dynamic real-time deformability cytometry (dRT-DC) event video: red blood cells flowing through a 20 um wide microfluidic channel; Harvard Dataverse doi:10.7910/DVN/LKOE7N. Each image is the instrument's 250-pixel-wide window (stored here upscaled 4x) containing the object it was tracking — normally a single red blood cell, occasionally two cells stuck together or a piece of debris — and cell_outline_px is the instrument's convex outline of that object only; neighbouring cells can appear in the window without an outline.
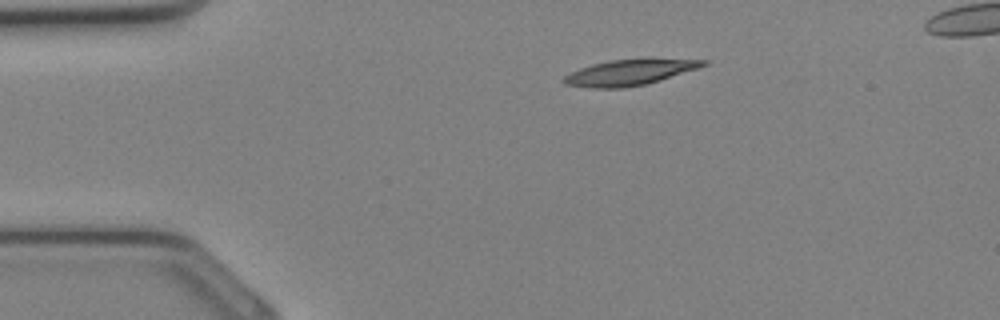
{"species": "Egyptian fruit bat (a non-hibernating species)", "species_latin": "Rousettus aegyptiacus", "temperature_condition": "cold", "stored_images_in_passage": 28, "camera_frame_rate_fps": 3000, "um_per_image_px": 0.085, "animal": {"sex": "female"}, "frame": {"image": 1, "passage_image": 1, "time_ms": 0.0, "image_size_px": [1000, 320], "cell_outline_px": [[708, 64], [648, 84], [624, 88], [592, 88], [564, 84], [560, 80], [564, 76], [580, 68], [592, 64], [608, 60], [648, 56], [708, 60]], "centroid_in_image_um": [53.55, 6.11], "position_along_channel_um": 31.5, "area_um2": 21.73}}
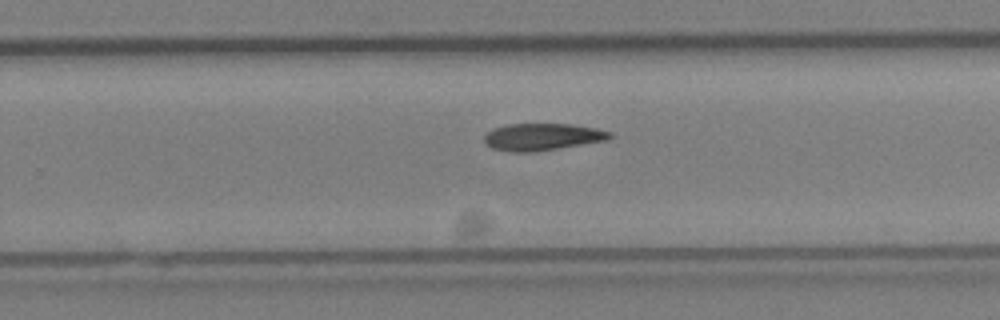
{"frame": {"image": 2, "passage_image": 16, "time_ms": 5.0, "image_size_px": [1000, 320], "cell_outline_px": [[612, 136], [608, 140], [532, 152], [508, 152], [492, 148], [484, 144], [484, 136], [492, 128], [508, 124], [568, 124], [596, 128], [612, 132]], "centroid_in_image_um": [46.06, 11.63], "position_along_channel_um": 283.7, "area_um2": 19.83}}
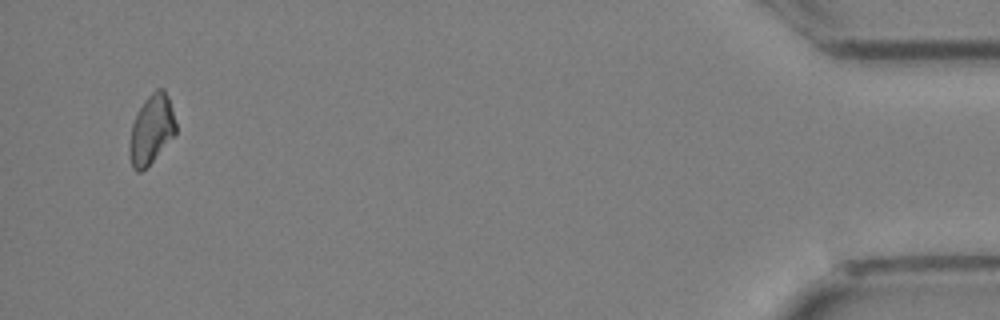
{"frame": {"image": 3, "passage_image": 27, "time_ms": 8.667, "image_size_px": [1000, 320], "cell_outline_px": [[176, 132], [152, 160], [140, 172], [136, 172], [132, 168], [128, 148], [128, 144], [132, 124], [136, 112], [144, 100], [156, 88], [164, 88], [168, 96], [172, 108], [176, 124]], "centroid_in_image_um": [12.84, 10.97], "position_along_channel_um": 422.4, "area_um2": 18.55}}